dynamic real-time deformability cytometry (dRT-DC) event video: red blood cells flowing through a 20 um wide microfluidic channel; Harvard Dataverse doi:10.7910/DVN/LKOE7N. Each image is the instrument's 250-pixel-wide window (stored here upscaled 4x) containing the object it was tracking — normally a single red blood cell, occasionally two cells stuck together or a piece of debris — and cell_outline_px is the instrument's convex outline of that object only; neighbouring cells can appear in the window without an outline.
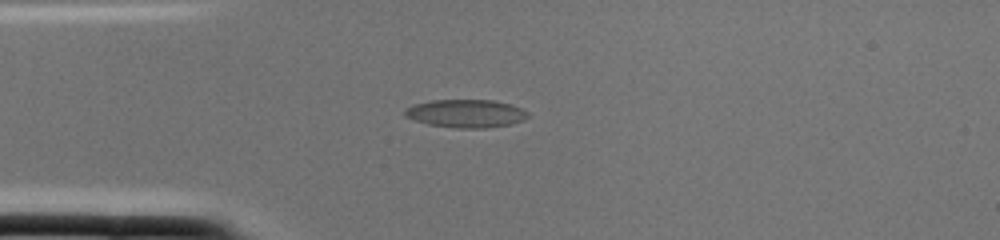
{"species": "common noctule bat (a hibernating species)", "species_latin": "Nyctalus noctula", "temperature_condition": "cold", "stored_images_in_passage": 1, "camera_frame_rate_fps": 3000, "um_per_image_px": 0.085, "animal": {"sex": "female", "body_mass_g": 22.0, "forearm_length_mm": 56.7}, "frame": {"image": 1, "passage_image": 1, "time_ms": 0.0, "image_size_px": [1000, 240], "cell_outline_px": [[528, 116], [524, 120], [512, 124], [488, 128], [456, 128], [428, 124], [404, 116], [404, 108], [412, 104], [432, 100], [492, 100], [512, 104], [528, 112]], "centroid_in_image_um": [39.6, 9.64], "position_along_channel_um": 45.4, "area_um2": 20.29}}